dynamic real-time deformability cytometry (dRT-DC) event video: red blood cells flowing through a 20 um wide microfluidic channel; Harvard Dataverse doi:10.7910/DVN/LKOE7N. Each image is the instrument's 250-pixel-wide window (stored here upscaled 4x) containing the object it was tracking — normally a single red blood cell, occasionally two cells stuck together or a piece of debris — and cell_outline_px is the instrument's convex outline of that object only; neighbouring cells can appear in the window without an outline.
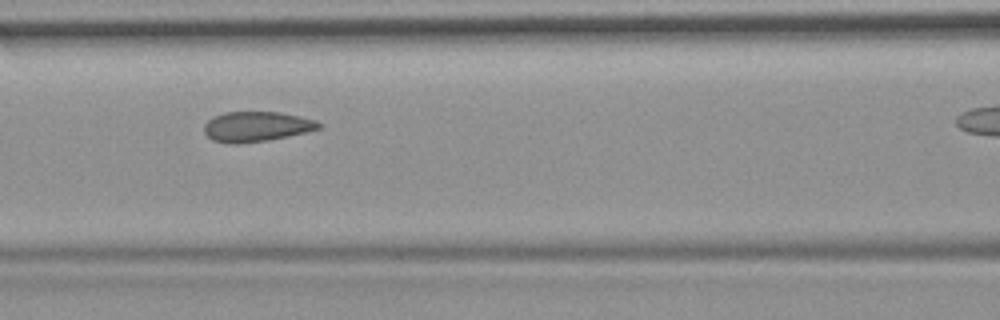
{"species": "common noctule bat (a hibernating species)", "species_latin": "Nyctalus noctula", "temperature_condition": "room temperature", "stored_images_in_passage": 11, "camera_frame_rate_fps": 3000, "um_per_image_px": 0.085, "animal": {"sex": "female", "body_mass_g": 19.9}, "frame": {"image": 1, "passage_image": 4, "time_ms": 1.0, "image_size_px": [1000, 320], "cell_outline_px": [[324, 128], [288, 136], [268, 140], [240, 144], [228, 144], [212, 140], [204, 132], [204, 124], [208, 120], [224, 112], [280, 112], [300, 116], [316, 120], [324, 124]], "centroid_in_image_um": [21.84, 10.76], "position_along_channel_um": 144.8, "area_um2": 20.35}}